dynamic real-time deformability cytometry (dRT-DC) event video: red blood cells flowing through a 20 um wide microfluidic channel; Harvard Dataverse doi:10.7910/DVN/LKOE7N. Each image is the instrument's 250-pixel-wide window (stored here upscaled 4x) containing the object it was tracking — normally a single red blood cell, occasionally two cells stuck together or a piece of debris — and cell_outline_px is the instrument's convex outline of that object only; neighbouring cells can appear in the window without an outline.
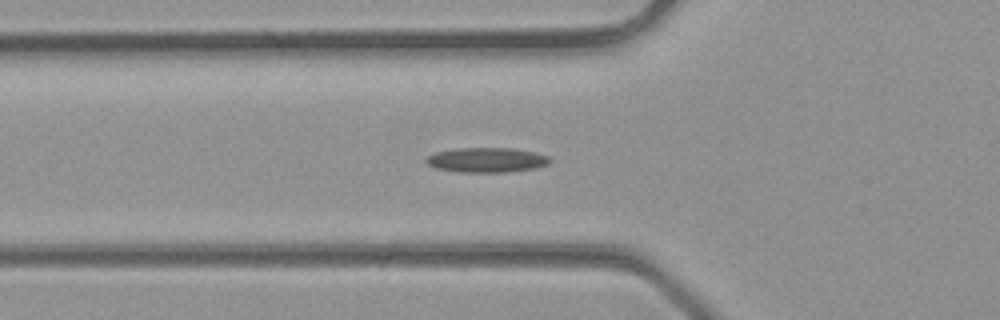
{"species": "common noctule bat (a hibernating species)", "species_latin": "Nyctalus noctula", "temperature_condition": "room temperature", "stored_images_in_passage": 27, "camera_frame_rate_fps": 3000, "um_per_image_px": 0.085, "animal": {"sex": "male", "body_mass_g": 23.1, "forearm_length_mm": 52.7}, "frame": {"image": 1, "passage_image": 3, "time_ms": 0.667, "image_size_px": [1000, 320], "cell_outline_px": [[552, 160], [548, 164], [532, 168], [504, 172], [460, 172], [436, 168], [428, 164], [424, 160], [428, 156], [436, 152], [456, 148], [512, 148], [532, 152], [548, 156]], "centroid_in_image_um": [41.33, 13.59], "position_along_channel_um": 84.5, "area_um2": 17.63}}
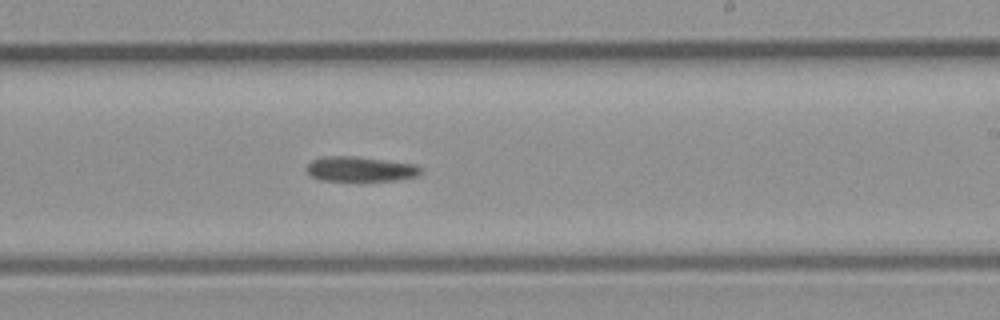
{"frame": {"image": 2, "passage_image": 12, "time_ms": 3.667, "image_size_px": [1000, 320], "cell_outline_px": [[424, 172], [416, 176], [396, 180], [324, 180], [312, 176], [304, 168], [312, 160], [324, 156], [356, 156], [416, 164], [424, 168]], "centroid_in_image_um": [30.68, 14.35], "position_along_channel_um": 258.3, "area_um2": 16.59}}
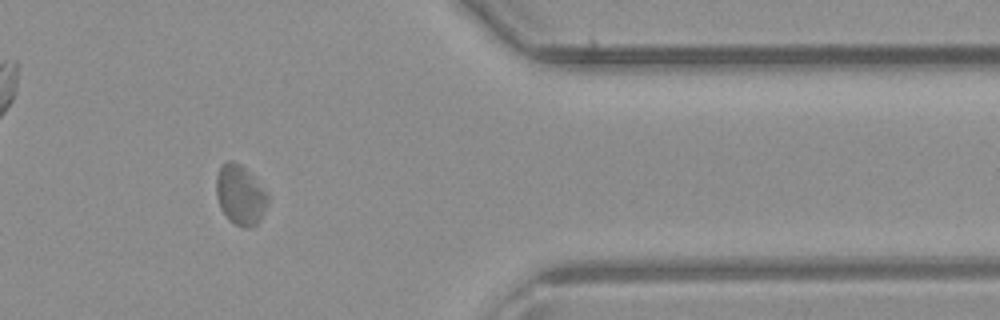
{"frame": {"image": 3, "passage_image": 20, "time_ms": 6.333, "image_size_px": [1000, 320], "cell_outline_px": [[268, 204], [260, 220], [256, 224], [248, 228], [244, 228], [228, 220], [220, 208], [216, 196], [216, 176], [220, 168], [228, 160], [232, 160], [240, 164], [268, 192]], "centroid_in_image_um": [20.42, 16.59], "position_along_channel_um": 391.0, "area_um2": 17.98}}